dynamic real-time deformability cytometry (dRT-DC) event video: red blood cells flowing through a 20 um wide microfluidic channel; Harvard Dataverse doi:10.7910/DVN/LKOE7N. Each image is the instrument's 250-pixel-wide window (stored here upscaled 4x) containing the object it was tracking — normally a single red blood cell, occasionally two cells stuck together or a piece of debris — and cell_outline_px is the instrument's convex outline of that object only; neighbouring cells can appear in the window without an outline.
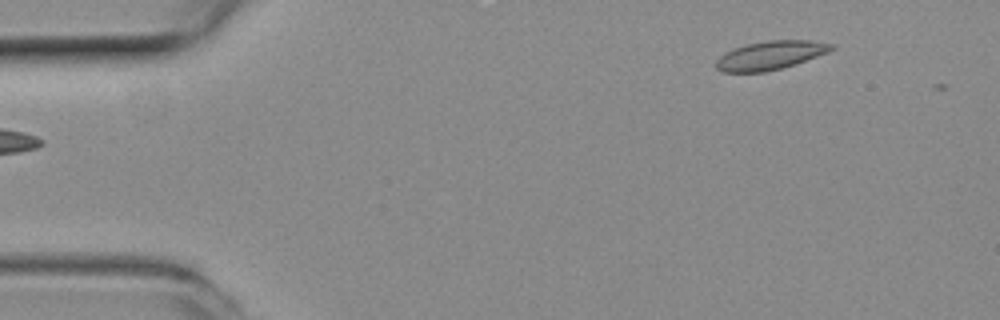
{"species": "common noctule bat (a hibernating species)", "species_latin": "Nyctalus noctula", "temperature_condition": "room temperature", "stored_images_in_passage": 2, "camera_frame_rate_fps": 3000, "um_per_image_px": 0.085, "animal": {"sex": "female", "body_mass_g": 19.3, "forearm_length_mm": 54.1}, "frame": {"image": 1, "passage_image": 1, "time_ms": 0.0, "image_size_px": [1000, 320], "cell_outline_px": [[836, 48], [828, 52], [780, 68], [764, 72], [724, 72], [716, 68], [716, 60], [724, 52], [748, 44], [768, 40], [808, 40], [836, 44]], "centroid_in_image_um": [65.48, 4.69], "position_along_channel_um": 19.5, "area_um2": 18.96}}